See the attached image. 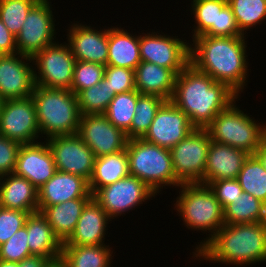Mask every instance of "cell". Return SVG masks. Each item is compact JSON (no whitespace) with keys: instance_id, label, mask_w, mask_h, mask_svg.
<instances>
[{"instance_id":"19","label":"cell","mask_w":266,"mask_h":267,"mask_svg":"<svg viewBox=\"0 0 266 267\" xmlns=\"http://www.w3.org/2000/svg\"><path fill=\"white\" fill-rule=\"evenodd\" d=\"M78 23V24H77ZM67 29L68 42L75 60L106 66L108 59V29H94L79 22Z\"/></svg>"},{"instance_id":"5","label":"cell","mask_w":266,"mask_h":267,"mask_svg":"<svg viewBox=\"0 0 266 267\" xmlns=\"http://www.w3.org/2000/svg\"><path fill=\"white\" fill-rule=\"evenodd\" d=\"M174 204L187 228L209 231V237L195 247L194 257L225 224L224 209L208 185L201 183L181 184Z\"/></svg>"},{"instance_id":"50","label":"cell","mask_w":266,"mask_h":267,"mask_svg":"<svg viewBox=\"0 0 266 267\" xmlns=\"http://www.w3.org/2000/svg\"><path fill=\"white\" fill-rule=\"evenodd\" d=\"M4 101H5V100L3 99V97H2L1 94H0V111L2 110Z\"/></svg>"},{"instance_id":"18","label":"cell","mask_w":266,"mask_h":267,"mask_svg":"<svg viewBox=\"0 0 266 267\" xmlns=\"http://www.w3.org/2000/svg\"><path fill=\"white\" fill-rule=\"evenodd\" d=\"M44 142L21 144L13 172L26 178L37 189L42 187L57 171L48 143L46 140Z\"/></svg>"},{"instance_id":"16","label":"cell","mask_w":266,"mask_h":267,"mask_svg":"<svg viewBox=\"0 0 266 267\" xmlns=\"http://www.w3.org/2000/svg\"><path fill=\"white\" fill-rule=\"evenodd\" d=\"M194 129L188 116L171 100H166L156 112L148 132L142 139L159 147L171 149Z\"/></svg>"},{"instance_id":"38","label":"cell","mask_w":266,"mask_h":267,"mask_svg":"<svg viewBox=\"0 0 266 267\" xmlns=\"http://www.w3.org/2000/svg\"><path fill=\"white\" fill-rule=\"evenodd\" d=\"M105 66L97 63L76 60L71 91L77 96L104 78Z\"/></svg>"},{"instance_id":"26","label":"cell","mask_w":266,"mask_h":267,"mask_svg":"<svg viewBox=\"0 0 266 267\" xmlns=\"http://www.w3.org/2000/svg\"><path fill=\"white\" fill-rule=\"evenodd\" d=\"M119 27L108 28V66L135 70L141 63L139 35Z\"/></svg>"},{"instance_id":"23","label":"cell","mask_w":266,"mask_h":267,"mask_svg":"<svg viewBox=\"0 0 266 267\" xmlns=\"http://www.w3.org/2000/svg\"><path fill=\"white\" fill-rule=\"evenodd\" d=\"M0 206L34 213L38 211V189L26 178L10 173L0 177Z\"/></svg>"},{"instance_id":"4","label":"cell","mask_w":266,"mask_h":267,"mask_svg":"<svg viewBox=\"0 0 266 267\" xmlns=\"http://www.w3.org/2000/svg\"><path fill=\"white\" fill-rule=\"evenodd\" d=\"M31 97L42 137L78 133L81 113L77 96L71 90L35 85Z\"/></svg>"},{"instance_id":"6","label":"cell","mask_w":266,"mask_h":267,"mask_svg":"<svg viewBox=\"0 0 266 267\" xmlns=\"http://www.w3.org/2000/svg\"><path fill=\"white\" fill-rule=\"evenodd\" d=\"M126 153L129 174L146 183L156 194L163 186L181 185L175 177L170 149L138 138L128 139Z\"/></svg>"},{"instance_id":"40","label":"cell","mask_w":266,"mask_h":267,"mask_svg":"<svg viewBox=\"0 0 266 267\" xmlns=\"http://www.w3.org/2000/svg\"><path fill=\"white\" fill-rule=\"evenodd\" d=\"M104 78L108 87L116 95L135 90V70L117 66H105Z\"/></svg>"},{"instance_id":"34","label":"cell","mask_w":266,"mask_h":267,"mask_svg":"<svg viewBox=\"0 0 266 267\" xmlns=\"http://www.w3.org/2000/svg\"><path fill=\"white\" fill-rule=\"evenodd\" d=\"M114 96L105 78L94 86L82 90L77 95L81 115L104 114Z\"/></svg>"},{"instance_id":"36","label":"cell","mask_w":266,"mask_h":267,"mask_svg":"<svg viewBox=\"0 0 266 267\" xmlns=\"http://www.w3.org/2000/svg\"><path fill=\"white\" fill-rule=\"evenodd\" d=\"M191 9L195 18L192 39L205 35L212 27H217L218 11L228 3L225 0H193Z\"/></svg>"},{"instance_id":"17","label":"cell","mask_w":266,"mask_h":267,"mask_svg":"<svg viewBox=\"0 0 266 267\" xmlns=\"http://www.w3.org/2000/svg\"><path fill=\"white\" fill-rule=\"evenodd\" d=\"M26 61L33 62L20 53L0 55V94L4 100L31 97L35 88L34 67Z\"/></svg>"},{"instance_id":"9","label":"cell","mask_w":266,"mask_h":267,"mask_svg":"<svg viewBox=\"0 0 266 267\" xmlns=\"http://www.w3.org/2000/svg\"><path fill=\"white\" fill-rule=\"evenodd\" d=\"M32 60V64L37 67H34L35 85L71 89L76 60L67 43L57 42L45 47Z\"/></svg>"},{"instance_id":"39","label":"cell","mask_w":266,"mask_h":267,"mask_svg":"<svg viewBox=\"0 0 266 267\" xmlns=\"http://www.w3.org/2000/svg\"><path fill=\"white\" fill-rule=\"evenodd\" d=\"M27 240V228L24 226L0 245V260L20 263L31 256Z\"/></svg>"},{"instance_id":"30","label":"cell","mask_w":266,"mask_h":267,"mask_svg":"<svg viewBox=\"0 0 266 267\" xmlns=\"http://www.w3.org/2000/svg\"><path fill=\"white\" fill-rule=\"evenodd\" d=\"M223 209L225 224L266 222V205L246 192Z\"/></svg>"},{"instance_id":"13","label":"cell","mask_w":266,"mask_h":267,"mask_svg":"<svg viewBox=\"0 0 266 267\" xmlns=\"http://www.w3.org/2000/svg\"><path fill=\"white\" fill-rule=\"evenodd\" d=\"M0 135L20 144L38 142L41 133L32 97L4 101L0 111Z\"/></svg>"},{"instance_id":"47","label":"cell","mask_w":266,"mask_h":267,"mask_svg":"<svg viewBox=\"0 0 266 267\" xmlns=\"http://www.w3.org/2000/svg\"><path fill=\"white\" fill-rule=\"evenodd\" d=\"M254 155L259 159L266 170V139L261 143Z\"/></svg>"},{"instance_id":"42","label":"cell","mask_w":266,"mask_h":267,"mask_svg":"<svg viewBox=\"0 0 266 267\" xmlns=\"http://www.w3.org/2000/svg\"><path fill=\"white\" fill-rule=\"evenodd\" d=\"M205 36L212 37H239L244 34L238 28L232 8L227 3L218 11L217 27H212Z\"/></svg>"},{"instance_id":"28","label":"cell","mask_w":266,"mask_h":267,"mask_svg":"<svg viewBox=\"0 0 266 267\" xmlns=\"http://www.w3.org/2000/svg\"><path fill=\"white\" fill-rule=\"evenodd\" d=\"M129 175L126 149L121 152L103 155L95 159L89 188L93 194L97 189L113 184Z\"/></svg>"},{"instance_id":"45","label":"cell","mask_w":266,"mask_h":267,"mask_svg":"<svg viewBox=\"0 0 266 267\" xmlns=\"http://www.w3.org/2000/svg\"><path fill=\"white\" fill-rule=\"evenodd\" d=\"M16 36L3 24L0 19V55L16 54Z\"/></svg>"},{"instance_id":"24","label":"cell","mask_w":266,"mask_h":267,"mask_svg":"<svg viewBox=\"0 0 266 267\" xmlns=\"http://www.w3.org/2000/svg\"><path fill=\"white\" fill-rule=\"evenodd\" d=\"M25 227L28 233L27 244L32 255H39L50 261L61 257L63 243L41 212L29 214Z\"/></svg>"},{"instance_id":"3","label":"cell","mask_w":266,"mask_h":267,"mask_svg":"<svg viewBox=\"0 0 266 267\" xmlns=\"http://www.w3.org/2000/svg\"><path fill=\"white\" fill-rule=\"evenodd\" d=\"M195 257L236 266L266 262V222L224 224Z\"/></svg>"},{"instance_id":"41","label":"cell","mask_w":266,"mask_h":267,"mask_svg":"<svg viewBox=\"0 0 266 267\" xmlns=\"http://www.w3.org/2000/svg\"><path fill=\"white\" fill-rule=\"evenodd\" d=\"M29 214V212L0 206V245L25 226Z\"/></svg>"},{"instance_id":"7","label":"cell","mask_w":266,"mask_h":267,"mask_svg":"<svg viewBox=\"0 0 266 267\" xmlns=\"http://www.w3.org/2000/svg\"><path fill=\"white\" fill-rule=\"evenodd\" d=\"M234 101L226 110L218 113L205 128L210 139L227 144L254 155L266 139V125L255 121L237 107Z\"/></svg>"},{"instance_id":"43","label":"cell","mask_w":266,"mask_h":267,"mask_svg":"<svg viewBox=\"0 0 266 267\" xmlns=\"http://www.w3.org/2000/svg\"><path fill=\"white\" fill-rule=\"evenodd\" d=\"M208 186L223 208L228 204L235 203V200L241 198L243 194L237 179L216 180L210 182Z\"/></svg>"},{"instance_id":"1","label":"cell","mask_w":266,"mask_h":267,"mask_svg":"<svg viewBox=\"0 0 266 267\" xmlns=\"http://www.w3.org/2000/svg\"><path fill=\"white\" fill-rule=\"evenodd\" d=\"M238 95L226 84L188 64L176 75L171 101L198 129H205L218 113L226 110Z\"/></svg>"},{"instance_id":"15","label":"cell","mask_w":266,"mask_h":267,"mask_svg":"<svg viewBox=\"0 0 266 267\" xmlns=\"http://www.w3.org/2000/svg\"><path fill=\"white\" fill-rule=\"evenodd\" d=\"M95 157L115 154L126 149V133L115 127L104 114L81 115L77 133Z\"/></svg>"},{"instance_id":"10","label":"cell","mask_w":266,"mask_h":267,"mask_svg":"<svg viewBox=\"0 0 266 267\" xmlns=\"http://www.w3.org/2000/svg\"><path fill=\"white\" fill-rule=\"evenodd\" d=\"M50 3L49 0H39L30 9L22 29L16 35L18 53L33 58L45 47L56 43V19L53 18Z\"/></svg>"},{"instance_id":"20","label":"cell","mask_w":266,"mask_h":267,"mask_svg":"<svg viewBox=\"0 0 266 267\" xmlns=\"http://www.w3.org/2000/svg\"><path fill=\"white\" fill-rule=\"evenodd\" d=\"M77 198H92L89 181L66 172L56 173L38 189V211Z\"/></svg>"},{"instance_id":"25","label":"cell","mask_w":266,"mask_h":267,"mask_svg":"<svg viewBox=\"0 0 266 267\" xmlns=\"http://www.w3.org/2000/svg\"><path fill=\"white\" fill-rule=\"evenodd\" d=\"M176 74L169 68L141 61L135 69V90L141 95H156L171 100Z\"/></svg>"},{"instance_id":"32","label":"cell","mask_w":266,"mask_h":267,"mask_svg":"<svg viewBox=\"0 0 266 267\" xmlns=\"http://www.w3.org/2000/svg\"><path fill=\"white\" fill-rule=\"evenodd\" d=\"M237 180L243 192L253 195L266 205V170L255 155L245 160Z\"/></svg>"},{"instance_id":"29","label":"cell","mask_w":266,"mask_h":267,"mask_svg":"<svg viewBox=\"0 0 266 267\" xmlns=\"http://www.w3.org/2000/svg\"><path fill=\"white\" fill-rule=\"evenodd\" d=\"M109 245H63L61 259L66 267H110Z\"/></svg>"},{"instance_id":"21","label":"cell","mask_w":266,"mask_h":267,"mask_svg":"<svg viewBox=\"0 0 266 267\" xmlns=\"http://www.w3.org/2000/svg\"><path fill=\"white\" fill-rule=\"evenodd\" d=\"M250 154L227 144L211 140L204 170V185L223 179H237Z\"/></svg>"},{"instance_id":"46","label":"cell","mask_w":266,"mask_h":267,"mask_svg":"<svg viewBox=\"0 0 266 267\" xmlns=\"http://www.w3.org/2000/svg\"><path fill=\"white\" fill-rule=\"evenodd\" d=\"M49 261L50 260L45 257L31 255L23 259L20 263L16 262V267H45Z\"/></svg>"},{"instance_id":"31","label":"cell","mask_w":266,"mask_h":267,"mask_svg":"<svg viewBox=\"0 0 266 267\" xmlns=\"http://www.w3.org/2000/svg\"><path fill=\"white\" fill-rule=\"evenodd\" d=\"M140 95L137 90L116 94L104 113L115 127L126 133L128 139L129 128L131 127L137 99Z\"/></svg>"},{"instance_id":"2","label":"cell","mask_w":266,"mask_h":267,"mask_svg":"<svg viewBox=\"0 0 266 267\" xmlns=\"http://www.w3.org/2000/svg\"><path fill=\"white\" fill-rule=\"evenodd\" d=\"M245 38L246 35L196 37L192 39L193 43L190 42V64L215 81L226 84L239 96L249 77Z\"/></svg>"},{"instance_id":"35","label":"cell","mask_w":266,"mask_h":267,"mask_svg":"<svg viewBox=\"0 0 266 267\" xmlns=\"http://www.w3.org/2000/svg\"><path fill=\"white\" fill-rule=\"evenodd\" d=\"M238 28L245 35L249 28L266 20V0H229Z\"/></svg>"},{"instance_id":"37","label":"cell","mask_w":266,"mask_h":267,"mask_svg":"<svg viewBox=\"0 0 266 267\" xmlns=\"http://www.w3.org/2000/svg\"><path fill=\"white\" fill-rule=\"evenodd\" d=\"M39 0H0V19L15 36L22 29V25L30 9Z\"/></svg>"},{"instance_id":"22","label":"cell","mask_w":266,"mask_h":267,"mask_svg":"<svg viewBox=\"0 0 266 267\" xmlns=\"http://www.w3.org/2000/svg\"><path fill=\"white\" fill-rule=\"evenodd\" d=\"M110 221L106 211L92 197L82 210L73 234L63 245H105Z\"/></svg>"},{"instance_id":"11","label":"cell","mask_w":266,"mask_h":267,"mask_svg":"<svg viewBox=\"0 0 266 267\" xmlns=\"http://www.w3.org/2000/svg\"><path fill=\"white\" fill-rule=\"evenodd\" d=\"M155 195L158 194L146 183L129 174L113 184L97 189L92 197L111 219H115L127 211L130 212Z\"/></svg>"},{"instance_id":"12","label":"cell","mask_w":266,"mask_h":267,"mask_svg":"<svg viewBox=\"0 0 266 267\" xmlns=\"http://www.w3.org/2000/svg\"><path fill=\"white\" fill-rule=\"evenodd\" d=\"M157 33L158 31H152L139 36L141 60L169 68L176 75L179 74L190 63L189 40L187 43L178 36Z\"/></svg>"},{"instance_id":"27","label":"cell","mask_w":266,"mask_h":267,"mask_svg":"<svg viewBox=\"0 0 266 267\" xmlns=\"http://www.w3.org/2000/svg\"><path fill=\"white\" fill-rule=\"evenodd\" d=\"M91 198H77L47 206L41 213L47 218L55 235L65 243L73 234L82 210Z\"/></svg>"},{"instance_id":"14","label":"cell","mask_w":266,"mask_h":267,"mask_svg":"<svg viewBox=\"0 0 266 267\" xmlns=\"http://www.w3.org/2000/svg\"><path fill=\"white\" fill-rule=\"evenodd\" d=\"M46 142L58 171L90 180L96 157L78 134L57 135L46 138Z\"/></svg>"},{"instance_id":"44","label":"cell","mask_w":266,"mask_h":267,"mask_svg":"<svg viewBox=\"0 0 266 267\" xmlns=\"http://www.w3.org/2000/svg\"><path fill=\"white\" fill-rule=\"evenodd\" d=\"M21 144L0 135V177L13 173Z\"/></svg>"},{"instance_id":"49","label":"cell","mask_w":266,"mask_h":267,"mask_svg":"<svg viewBox=\"0 0 266 267\" xmlns=\"http://www.w3.org/2000/svg\"><path fill=\"white\" fill-rule=\"evenodd\" d=\"M0 267H16V262L0 260Z\"/></svg>"},{"instance_id":"33","label":"cell","mask_w":266,"mask_h":267,"mask_svg":"<svg viewBox=\"0 0 266 267\" xmlns=\"http://www.w3.org/2000/svg\"><path fill=\"white\" fill-rule=\"evenodd\" d=\"M166 100L156 95H140L129 128V139L143 138L152 124L156 112Z\"/></svg>"},{"instance_id":"8","label":"cell","mask_w":266,"mask_h":267,"mask_svg":"<svg viewBox=\"0 0 266 267\" xmlns=\"http://www.w3.org/2000/svg\"><path fill=\"white\" fill-rule=\"evenodd\" d=\"M210 143L207 130L195 128L170 149L175 177L181 184L204 183Z\"/></svg>"},{"instance_id":"48","label":"cell","mask_w":266,"mask_h":267,"mask_svg":"<svg viewBox=\"0 0 266 267\" xmlns=\"http://www.w3.org/2000/svg\"><path fill=\"white\" fill-rule=\"evenodd\" d=\"M45 267H66L64 261L61 258L49 261Z\"/></svg>"}]
</instances>
